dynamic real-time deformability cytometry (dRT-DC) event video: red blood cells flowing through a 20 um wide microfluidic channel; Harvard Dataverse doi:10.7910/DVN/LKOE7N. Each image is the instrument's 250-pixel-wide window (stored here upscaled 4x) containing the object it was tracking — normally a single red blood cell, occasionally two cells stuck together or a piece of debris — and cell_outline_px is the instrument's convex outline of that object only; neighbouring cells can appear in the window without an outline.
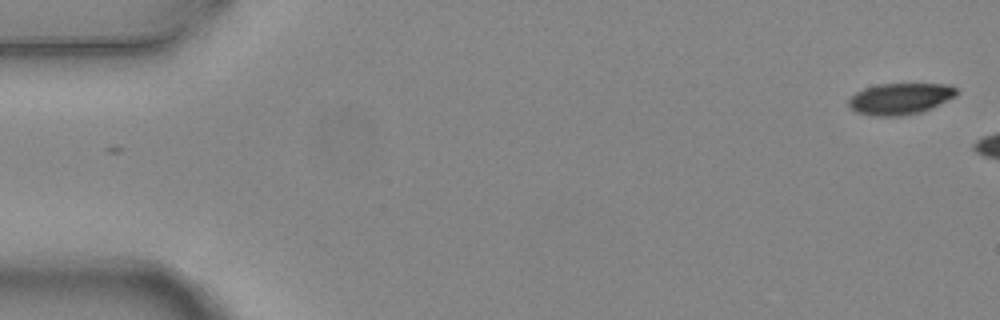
{"species": "common noctule bat (a hibernating species)", "species_latin": "Nyctalus noctula", "temperature_condition": "warm", "stored_images_in_passage": 8, "camera_frame_rate_fps": 3000, "um_per_image_px": 0.085, "animal": {"sex": "female", "body_mass_g": 24.6, "forearm_length_mm": 56.2}, "frame": {"image": 1, "passage_image": 1, "time_ms": 0.0, "image_size_px": [1000, 320], "cell_outline_px": [[956, 96], [920, 112], [900, 116], [872, 116], [856, 112], [848, 104], [848, 100], [856, 92], [864, 88], [880, 84], [948, 84], [956, 88]], "centroid_in_image_um": [76.48, 8.39], "position_along_channel_um": 8.5, "area_um2": 19.48}}
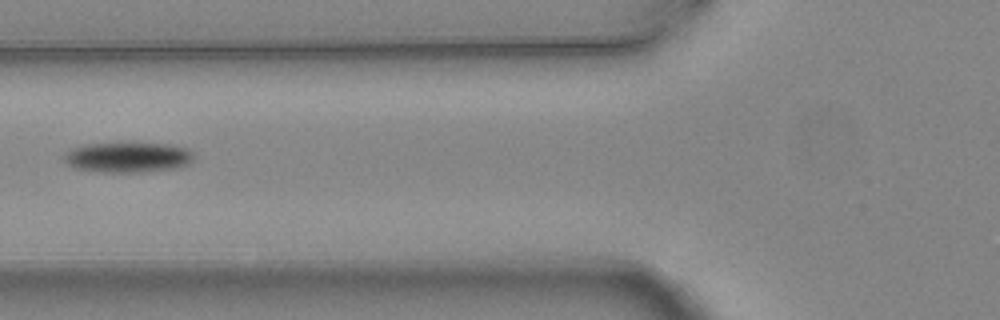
{"frame": {"image": 2, "passage_image": 7, "time_ms": 2.0, "image_size_px": [1000, 320], "cell_outline_px": [[196, 156], [188, 164], [180, 168], [140, 172], [96, 172], [76, 168], [68, 164], [64, 160], [64, 156], [72, 148], [88, 144], [172, 144], [188, 148]], "centroid_in_image_um": [10.93, 13.39], "position_along_channel_um": 114.9, "area_um2": 22.77}}
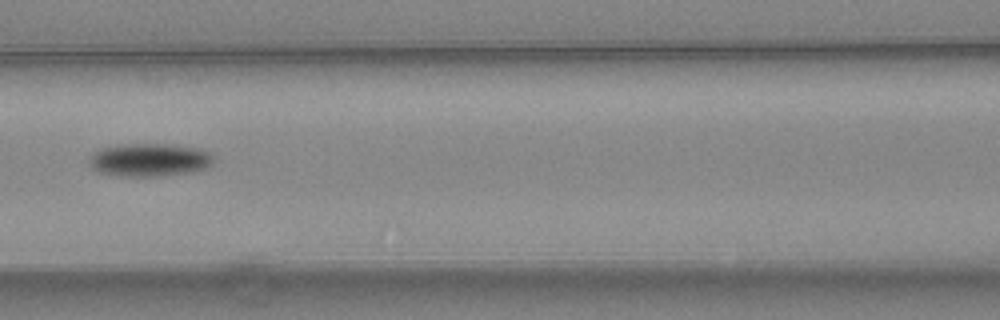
{"frame": {"image": 3, "passage_image": 8, "time_ms": 2.333, "image_size_px": [1000, 320], "cell_outline_px": [[212, 164], [204, 168], [192, 172], [160, 176], [116, 176], [100, 172], [92, 168], [88, 164], [88, 160], [100, 148], [128, 144], [164, 144], [200, 148], [212, 152]], "centroid_in_image_um": [12.71, 13.59], "position_along_channel_um": 153.9, "area_um2": 23.93}}